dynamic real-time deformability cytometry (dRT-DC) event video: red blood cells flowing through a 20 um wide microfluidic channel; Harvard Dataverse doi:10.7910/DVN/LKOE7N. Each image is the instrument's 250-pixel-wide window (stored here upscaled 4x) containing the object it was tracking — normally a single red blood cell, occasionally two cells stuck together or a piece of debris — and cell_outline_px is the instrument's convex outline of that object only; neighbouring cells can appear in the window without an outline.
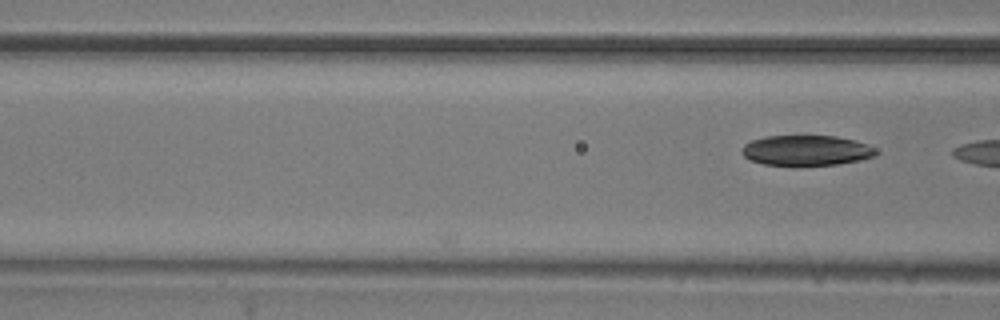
{"species": "common noctule bat (a hibernating species)", "species_latin": "Nyctalus noctula", "temperature_condition": "room temperature", "stored_images_in_passage": 7, "camera_frame_rate_fps": 3000, "um_per_image_px": 0.085, "animal": {"sex": "male", "body_mass_g": 20.5, "forearm_length_mm": 52.5}, "frame": {"image": 1, "passage_image": 7, "time_ms": 2.0, "image_size_px": [1000, 320], "cell_outline_px": [[876, 156], [860, 160], [836, 164], [764, 164], [752, 160], [744, 156], [740, 152], [744, 144], [752, 140], [768, 136], [836, 136], [852, 140], [876, 148]], "centroid_in_image_um": [68.53, 12.77], "position_along_channel_um": 98.1, "area_um2": 23.12}}